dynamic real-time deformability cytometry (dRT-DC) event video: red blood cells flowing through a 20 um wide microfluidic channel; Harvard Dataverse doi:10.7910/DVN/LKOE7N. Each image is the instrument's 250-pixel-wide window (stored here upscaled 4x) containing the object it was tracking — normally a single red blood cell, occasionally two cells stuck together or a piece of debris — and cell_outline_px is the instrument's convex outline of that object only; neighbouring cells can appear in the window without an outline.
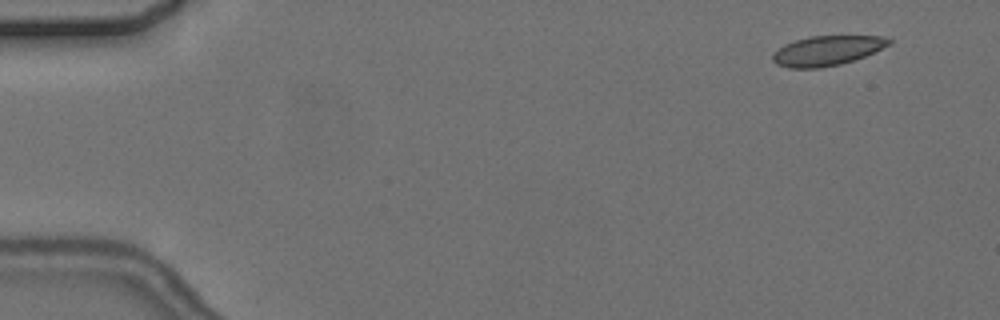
{"species": "common noctule bat (a hibernating species)", "species_latin": "Nyctalus noctula", "temperature_condition": "cold", "stored_images_in_passage": 5, "camera_frame_rate_fps": 3000, "um_per_image_px": 0.085, "animal": {"sex": "female", "body_mass_g": 24.6, "forearm_length_mm": 56.2}, "frame": {"image": 1, "passage_image": 2, "time_ms": 1.333, "image_size_px": [1000, 320], "cell_outline_px": [[892, 44], [864, 56], [840, 64], [820, 68], [788, 68], [776, 64], [772, 60], [772, 52], [784, 44], [808, 36], [880, 36], [892, 40]], "centroid_in_image_um": [70.26, 4.3], "position_along_channel_um": 14.7, "area_um2": 20.17}}